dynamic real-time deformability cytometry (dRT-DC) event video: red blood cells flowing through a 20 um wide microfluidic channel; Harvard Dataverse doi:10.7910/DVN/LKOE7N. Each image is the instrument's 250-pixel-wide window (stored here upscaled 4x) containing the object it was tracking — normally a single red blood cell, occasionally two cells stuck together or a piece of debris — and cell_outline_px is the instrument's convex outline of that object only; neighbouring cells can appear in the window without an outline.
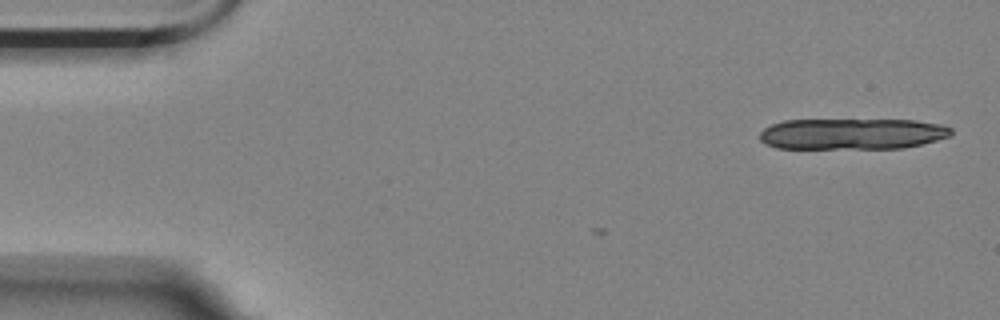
{"species": "Egyptian fruit bat (a non-hibernating species)", "species_latin": "Rousettus aegyptiacus", "temperature_condition": "room temperature", "stored_images_in_passage": 3, "camera_frame_rate_fps": 3000, "um_per_image_px": 0.085, "animal": {"sex": "female"}, "frame": {"image": 1, "passage_image": 3, "time_ms": 0.667, "image_size_px": [1000, 320], "cell_outline_px": [[952, 132], [948, 136], [936, 140], [920, 144], [900, 148], [776, 148], [760, 140], [760, 132], [764, 128], [772, 124], [784, 120], [916, 120], [940, 124], [952, 128]], "centroid_in_image_um": [72.41, 11.37], "position_along_channel_um": 12.6, "area_um2": 34.45}}